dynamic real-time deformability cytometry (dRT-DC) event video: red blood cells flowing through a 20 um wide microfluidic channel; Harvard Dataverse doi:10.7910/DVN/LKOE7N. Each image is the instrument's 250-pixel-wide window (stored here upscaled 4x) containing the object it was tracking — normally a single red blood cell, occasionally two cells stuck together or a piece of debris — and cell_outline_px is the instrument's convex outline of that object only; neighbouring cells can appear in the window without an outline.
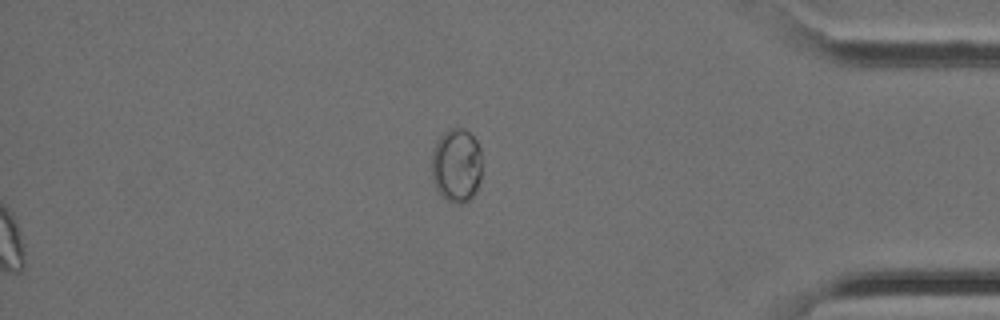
{"species": "Egyptian fruit bat (a non-hibernating species)", "species_latin": "Rousettus aegyptiacus", "temperature_condition": "cold", "stored_images_in_passage": 34, "segment_of_instrument_passage": [2, 2], "camera_frame_rate_fps": 3000, "um_per_image_px": 0.085, "animal": {"sex": "female"}, "frame": {"image": 1, "passage_image": 34, "time_ms": 11.0, "image_size_px": [1000, 320], "cell_outline_px": [[480, 180], [476, 192], [468, 200], [460, 204], [444, 200], [436, 188], [432, 180], [432, 148], [436, 140], [448, 128], [464, 128], [476, 140], [480, 148]], "centroid_in_image_um": [38.77, 14.05], "position_along_channel_um": 396.4, "area_um2": 21.91}}